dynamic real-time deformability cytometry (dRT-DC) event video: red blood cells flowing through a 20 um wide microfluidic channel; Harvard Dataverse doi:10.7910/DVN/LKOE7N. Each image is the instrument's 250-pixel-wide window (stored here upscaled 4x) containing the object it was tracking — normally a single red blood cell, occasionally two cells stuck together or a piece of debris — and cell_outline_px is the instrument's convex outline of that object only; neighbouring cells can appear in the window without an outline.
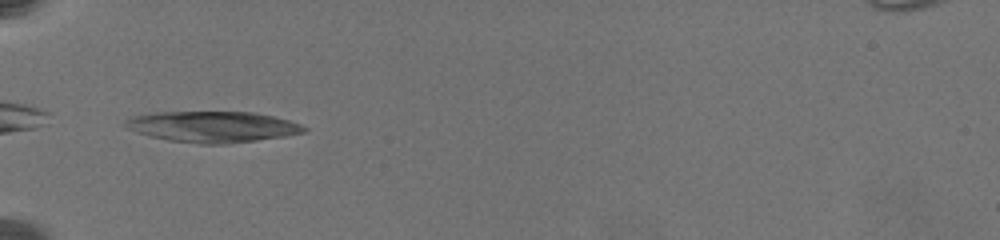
{"species": "common noctule bat (a hibernating species)", "species_latin": "Nyctalus noctula", "temperature_condition": "warm", "stored_images_in_passage": 37, "camera_frame_rate_fps": 3000, "um_per_image_px": 0.085, "animal": {"sex": "female", "body_mass_g": 19.5, "forearm_length_mm": 54.1}, "frame": {"image": 1, "passage_image": 1, "time_ms": 0.0, "image_size_px": [1000, 240], "cell_outline_px": [[308, 132], [284, 136], [256, 140], [224, 144], [200, 144], [168, 140], [148, 136], [136, 132], [128, 128], [124, 124], [124, 120], [132, 116], [156, 112], [252, 112], [272, 116], [288, 120], [300, 124], [308, 128]], "centroid_in_image_um": [18.06, 10.77], "position_along_channel_um": 66.9, "area_um2": 32.25}}
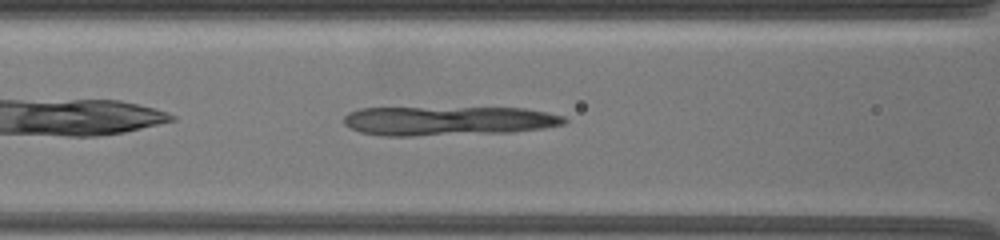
{"frame": {"image": 2, "passage_image": 8, "time_ms": 2.0, "image_size_px": [1000, 240], "cell_outline_px": [[568, 120], [564, 124], [544, 128], [512, 132], [416, 136], [380, 136], [360, 132], [348, 128], [344, 124], [344, 116], [348, 112], [360, 108], [524, 108], [564, 116]], "centroid_in_image_um": [38.05, 10.28], "position_along_channel_um": 128.6, "area_um2": 37.8}}